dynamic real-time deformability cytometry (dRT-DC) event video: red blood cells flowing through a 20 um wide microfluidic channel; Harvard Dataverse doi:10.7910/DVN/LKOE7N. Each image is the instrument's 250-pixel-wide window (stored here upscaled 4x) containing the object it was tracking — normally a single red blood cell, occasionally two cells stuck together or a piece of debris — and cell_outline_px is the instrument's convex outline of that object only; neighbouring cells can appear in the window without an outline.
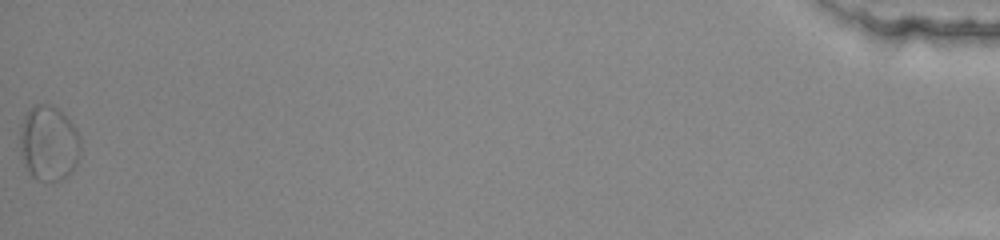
{"species": "common noctule bat (a hibernating species)", "species_latin": "Nyctalus noctula", "temperature_condition": "warm", "stored_images_in_passage": 51, "segment_of_instrument_passage": [2, 2], "camera_frame_rate_fps": 3000, "um_per_image_px": 0.085, "animal": {"sex": "female", "body_mass_g": 22.0, "forearm_length_mm": 56.7}, "frame": {"image": 1, "passage_image": 51, "time_ms": 16.667, "image_size_px": [1000, 240], "cell_outline_px": [[80, 152], [76, 164], [60, 180], [36, 180], [32, 176], [24, 164], [20, 152], [20, 124], [24, 112], [32, 104], [48, 104], [60, 108], [76, 128], [80, 136]], "centroid_in_image_um": [4.11, 12.1], "position_along_channel_um": 431.1, "area_um2": 26.88}}